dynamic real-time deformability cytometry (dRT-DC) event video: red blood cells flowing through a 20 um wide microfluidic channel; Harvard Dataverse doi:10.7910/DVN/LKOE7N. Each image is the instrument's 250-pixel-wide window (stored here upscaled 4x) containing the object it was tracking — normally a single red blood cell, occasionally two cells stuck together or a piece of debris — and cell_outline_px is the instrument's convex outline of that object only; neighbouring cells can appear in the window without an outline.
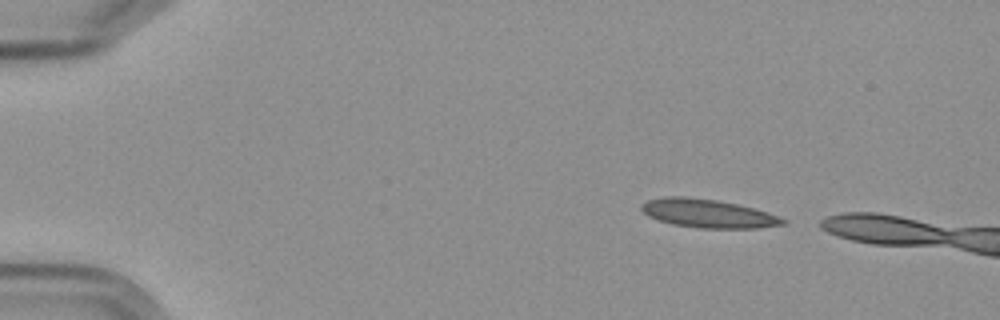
{"species": "Egyptian fruit bat (a non-hibernating species)", "species_latin": "Rousettus aegyptiacus", "temperature_condition": "cold", "stored_images_in_passage": 3, "camera_frame_rate_fps": 3000, "um_per_image_px": 0.085, "frame": {"image": 1, "passage_image": 1, "time_ms": 0.0, "image_size_px": [1000, 320], "cell_outline_px": [[788, 224], [756, 228], [696, 228], [672, 224], [656, 220], [648, 216], [640, 208], [640, 204], [648, 200], [664, 196], [684, 196], [716, 200], [736, 204], [768, 212], [788, 220]], "centroid_in_image_um": [60.16, 18.15], "position_along_channel_um": 24.8, "area_um2": 23.64}}